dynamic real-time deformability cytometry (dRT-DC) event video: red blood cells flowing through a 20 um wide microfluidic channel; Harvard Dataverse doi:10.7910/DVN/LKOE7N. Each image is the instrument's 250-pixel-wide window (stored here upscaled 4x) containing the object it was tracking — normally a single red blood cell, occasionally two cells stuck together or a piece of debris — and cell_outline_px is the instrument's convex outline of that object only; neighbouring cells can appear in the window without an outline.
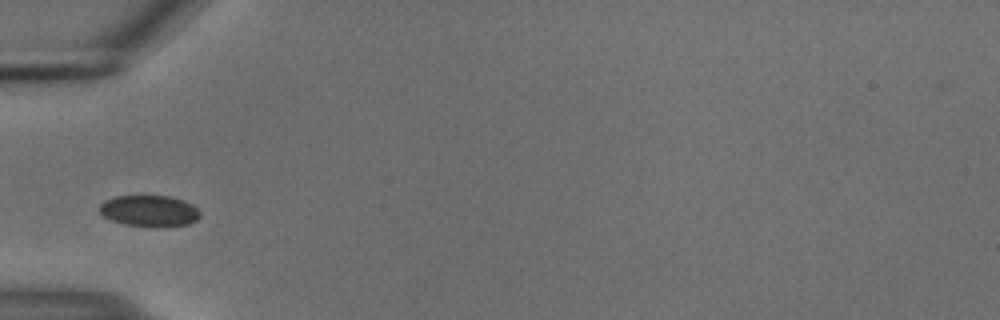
{"species": "common noctule bat (a hibernating species)", "species_latin": "Nyctalus noctula", "temperature_condition": "cold", "stored_images_in_passage": 28, "camera_frame_rate_fps": 3000, "um_per_image_px": 0.085, "animal": {"sex": "male", "body_mass_g": 18.8}, "frame": {"image": 1, "passage_image": 1, "time_ms": 0.0, "image_size_px": [1000, 320], "cell_outline_px": [[200, 216], [196, 220], [188, 224], [164, 228], [152, 228], [124, 224], [112, 220], [104, 216], [100, 212], [100, 204], [104, 200], [116, 196], [168, 196], [184, 200], [192, 204], [200, 212]], "centroid_in_image_um": [12.71, 17.95], "position_along_channel_um": 72.3, "area_um2": 18.61}}
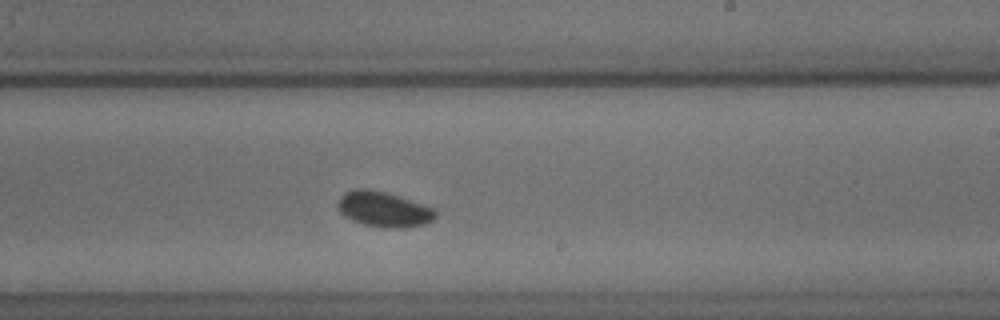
{"frame": {"image": 2, "passage_image": 16, "time_ms": 5.0, "image_size_px": [1000, 320], "cell_outline_px": [[436, 216], [432, 220], [424, 224], [396, 228], [384, 228], [364, 224], [352, 220], [344, 216], [340, 212], [336, 204], [340, 196], [344, 192], [360, 188], [368, 188], [384, 192], [436, 208]], "centroid_in_image_um": [32.59, 17.78], "position_along_channel_um": 256.4, "area_um2": 20.0}}
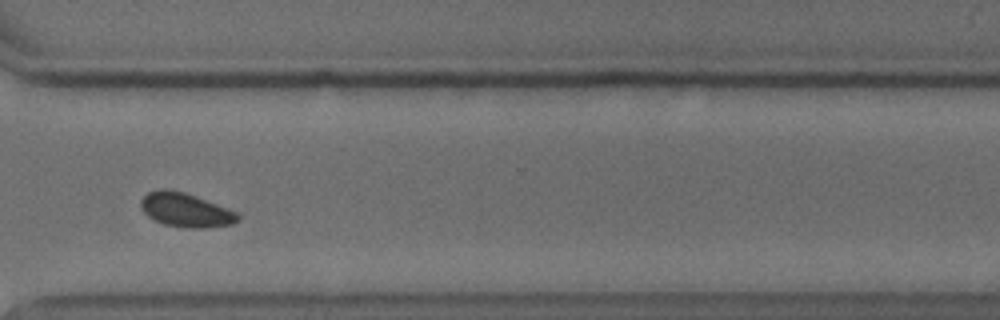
{"frame": {"image": 3, "passage_image": 24, "time_ms": 7.667, "image_size_px": [1000, 320], "cell_outline_px": [[240, 220], [232, 224], [208, 228], [184, 228], [164, 224], [148, 216], [140, 208], [140, 200], [148, 192], [160, 188], [168, 188], [184, 192], [196, 196], [228, 208], [236, 212], [240, 216]], "centroid_in_image_um": [15.78, 17.85], "position_along_channel_um": 354.8, "area_um2": 19.42}}